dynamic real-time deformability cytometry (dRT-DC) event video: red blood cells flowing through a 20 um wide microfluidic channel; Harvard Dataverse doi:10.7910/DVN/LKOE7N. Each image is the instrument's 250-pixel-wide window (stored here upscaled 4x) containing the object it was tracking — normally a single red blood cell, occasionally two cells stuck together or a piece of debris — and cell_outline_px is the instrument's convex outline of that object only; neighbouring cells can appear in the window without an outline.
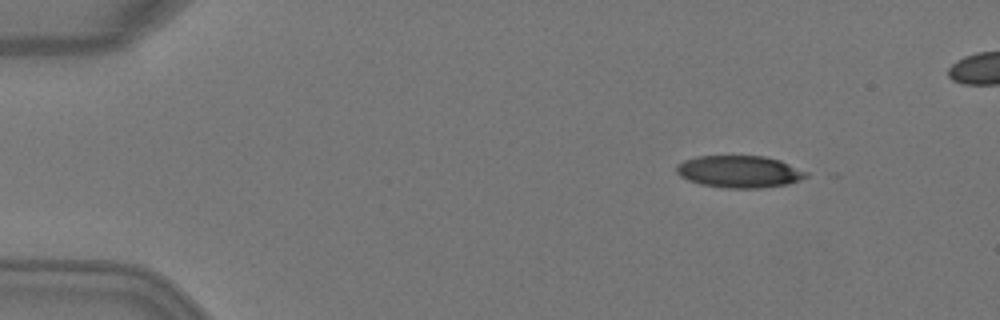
{"species": "Egyptian fruit bat (a non-hibernating species)", "species_latin": "Rousettus aegyptiacus", "temperature_condition": "warm", "stored_images_in_passage": 5, "camera_frame_rate_fps": 3000, "um_per_image_px": 0.085, "animal": {"sex": "female"}, "frame": {"image": 1, "passage_image": 2, "time_ms": 0.333, "image_size_px": [1000, 320], "cell_outline_px": [[808, 176], [788, 184], [760, 188], [728, 188], [700, 184], [688, 180], [680, 176], [676, 172], [676, 164], [684, 160], [696, 156], [764, 156], [780, 160], [808, 172]], "centroid_in_image_um": [62.82, 14.58], "position_along_channel_um": 22.2, "area_um2": 24.28}}